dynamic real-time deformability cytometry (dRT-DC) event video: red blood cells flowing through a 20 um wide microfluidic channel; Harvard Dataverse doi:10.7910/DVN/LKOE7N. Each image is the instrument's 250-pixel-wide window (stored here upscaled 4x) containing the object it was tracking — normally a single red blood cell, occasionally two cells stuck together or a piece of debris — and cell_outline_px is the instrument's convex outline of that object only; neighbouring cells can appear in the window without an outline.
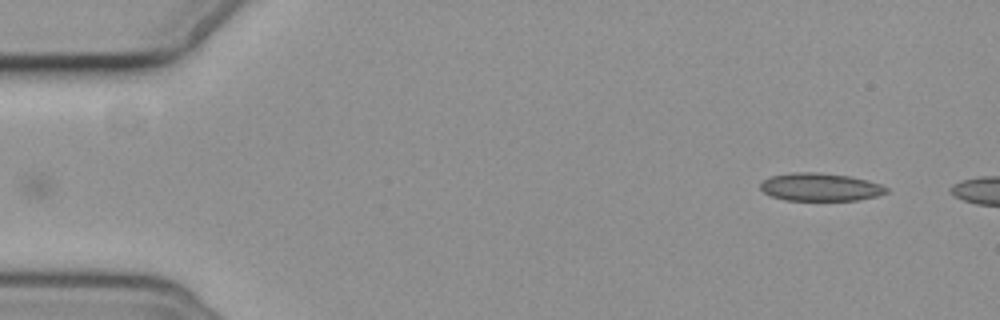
{"species": "common noctule bat (a hibernating species)", "species_latin": "Nyctalus noctula", "temperature_condition": "cold", "stored_images_in_passage": 5, "camera_frame_rate_fps": 3000, "um_per_image_px": 0.085, "animal": {"sex": "female", "body_mass_g": 19.3, "forearm_length_mm": 54.1}, "frame": {"image": 1, "passage_image": 5, "time_ms": 5.667, "image_size_px": [1000, 320], "cell_outline_px": [[888, 192], [876, 196], [856, 200], [784, 200], [772, 196], [764, 192], [760, 188], [760, 184], [768, 176], [792, 172], [820, 172], [848, 176], [868, 180], [880, 184], [888, 188]], "centroid_in_image_um": [69.7, 15.89], "position_along_channel_um": 15.3, "area_um2": 20.52}}